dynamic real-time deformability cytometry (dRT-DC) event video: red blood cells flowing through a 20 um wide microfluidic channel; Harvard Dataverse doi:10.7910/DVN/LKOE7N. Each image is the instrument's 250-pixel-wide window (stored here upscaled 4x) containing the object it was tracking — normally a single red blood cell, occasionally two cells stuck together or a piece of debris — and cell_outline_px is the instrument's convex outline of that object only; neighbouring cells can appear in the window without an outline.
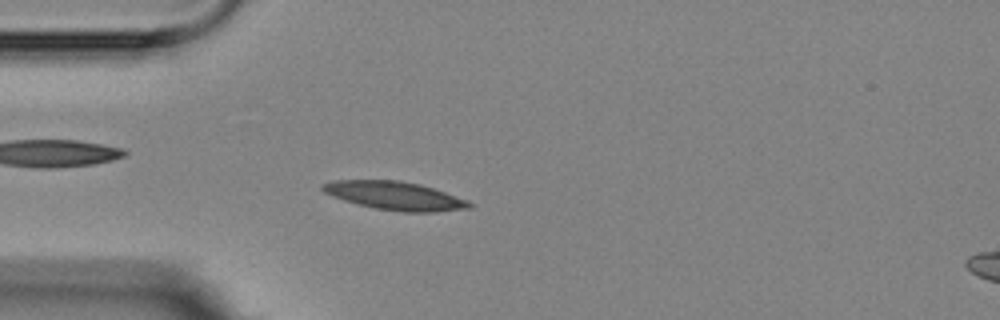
{"species": "Egyptian fruit bat (a non-hibernating species)", "species_latin": "Rousettus aegyptiacus", "temperature_condition": "room temperature", "stored_images_in_passage": 4, "camera_frame_rate_fps": 3000, "um_per_image_px": 0.085, "animal": {"sex": "female"}, "frame": {"image": 1, "passage_image": 4, "time_ms": 3.667, "image_size_px": [1000, 320], "cell_outline_px": [[472, 208], [436, 212], [404, 212], [376, 208], [344, 200], [332, 196], [324, 192], [320, 188], [320, 184], [336, 180], [400, 180], [420, 184], [468, 200], [472, 204]], "centroid_in_image_um": [33.57, 16.63], "position_along_channel_um": 51.4, "area_um2": 24.16}}